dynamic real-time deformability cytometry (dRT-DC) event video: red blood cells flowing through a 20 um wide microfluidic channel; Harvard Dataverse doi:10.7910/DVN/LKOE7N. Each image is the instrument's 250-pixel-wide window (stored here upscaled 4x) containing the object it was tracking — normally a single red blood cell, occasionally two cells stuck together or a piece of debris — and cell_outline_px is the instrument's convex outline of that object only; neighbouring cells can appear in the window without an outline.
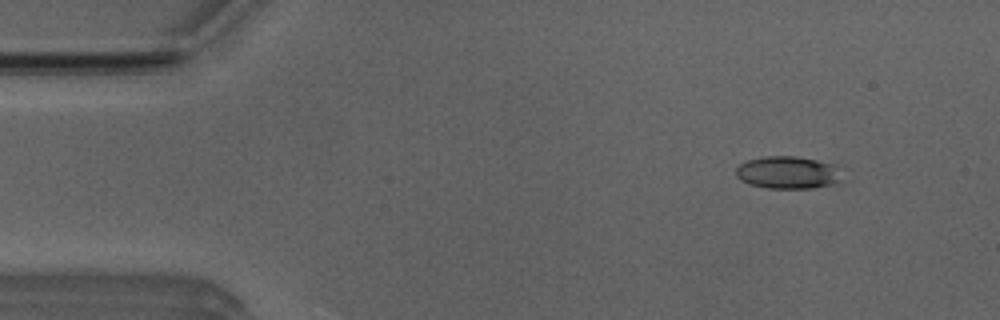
{"species": "Egyptian fruit bat (a non-hibernating species)", "species_latin": "Rousettus aegyptiacus", "temperature_condition": "room temperature", "stored_images_in_passage": 50, "camera_frame_rate_fps": 3000, "um_per_image_px": 0.085, "animal": {"sex": "male"}, "frame": {"image": 1, "passage_image": 5, "time_ms": 1.333, "image_size_px": [1000, 320], "cell_outline_px": [[832, 184], [812, 188], [768, 188], [752, 184], [740, 180], [736, 176], [736, 168], [740, 164], [748, 160], [764, 156], [796, 156], [816, 160], [832, 164]], "centroid_in_image_um": [66.76, 14.65], "position_along_channel_um": 18.2, "area_um2": 19.02}}
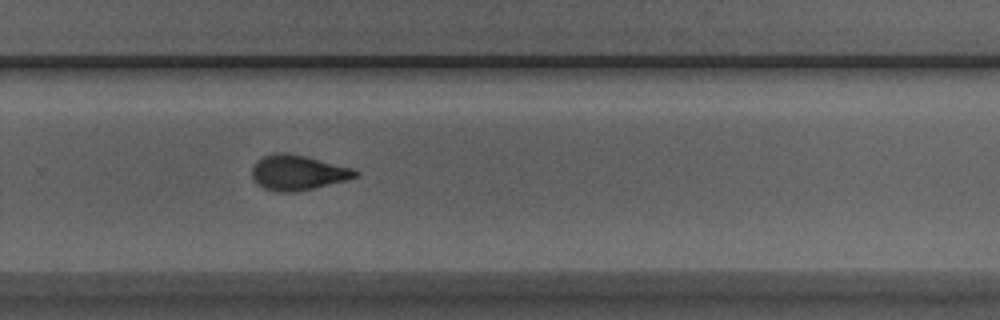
{"frame": {"image": 2, "passage_image": 33, "time_ms": 10.667, "image_size_px": [1000, 320], "cell_outline_px": [[360, 176], [312, 188], [292, 192], [276, 192], [264, 188], [256, 184], [252, 176], [252, 168], [256, 160], [264, 156], [276, 152], [284, 152], [304, 156], [352, 168], [360, 172]], "centroid_in_image_um": [25.27, 14.67], "position_along_channel_um": 304.5, "area_um2": 20.92}}
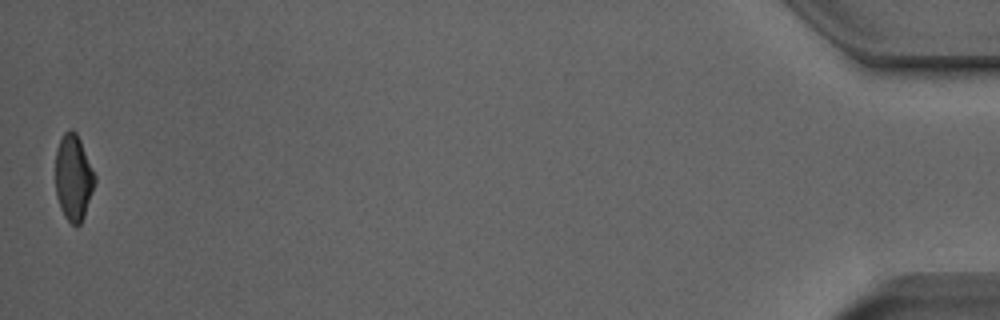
{"frame": {"image": 3, "passage_image": 50, "time_ms": 16.333, "image_size_px": [1000, 320], "cell_outline_px": [[96, 180], [84, 216], [80, 224], [76, 228], [64, 216], [60, 208], [56, 196], [56, 148], [64, 132], [68, 128], [72, 128], [76, 132], [80, 140], [96, 176]], "centroid_in_image_um": [6.24, 15.09], "position_along_channel_um": 429.0, "area_um2": 19.77}, "authors_computed_cell_mechanics": {"area_um2": 20.5768, "velocity_mm_per_s": 4.0021, "shape_relaxation_time_tau1_ms": 6.5478, "shape_relaxation_time_tau2_ms": 2.2209, "deformation_change_tau1": 0.1831, "deformation_change_tau2": 0.1047}}